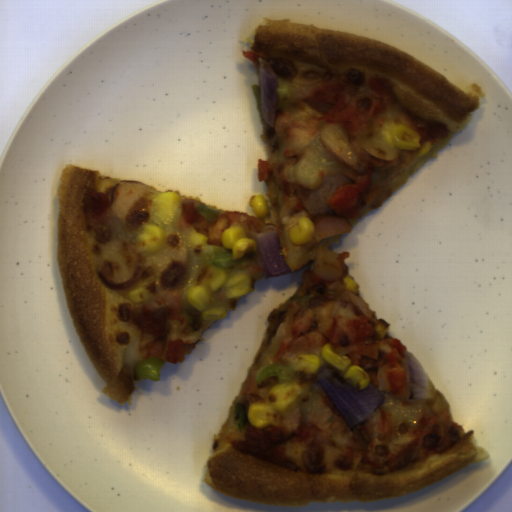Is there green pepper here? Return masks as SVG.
I'll use <instances>...</instances> for the list:
<instances>
[{
	"label": "green pepper",
	"mask_w": 512,
	"mask_h": 512,
	"mask_svg": "<svg viewBox=\"0 0 512 512\" xmlns=\"http://www.w3.org/2000/svg\"><path fill=\"white\" fill-rule=\"evenodd\" d=\"M298 371H294L291 365L284 364H266L259 368L255 383L257 387L266 380L277 377L278 384L280 383H294L297 377Z\"/></svg>",
	"instance_id": "2"
},
{
	"label": "green pepper",
	"mask_w": 512,
	"mask_h": 512,
	"mask_svg": "<svg viewBox=\"0 0 512 512\" xmlns=\"http://www.w3.org/2000/svg\"><path fill=\"white\" fill-rule=\"evenodd\" d=\"M197 253L210 268L219 267L223 270L243 263L241 259L234 260L232 248H224L223 245H208L205 243L198 248Z\"/></svg>",
	"instance_id": "1"
},
{
	"label": "green pepper",
	"mask_w": 512,
	"mask_h": 512,
	"mask_svg": "<svg viewBox=\"0 0 512 512\" xmlns=\"http://www.w3.org/2000/svg\"><path fill=\"white\" fill-rule=\"evenodd\" d=\"M166 362L160 357H150L140 362H134L133 376L136 380L160 381V369Z\"/></svg>",
	"instance_id": "3"
},
{
	"label": "green pepper",
	"mask_w": 512,
	"mask_h": 512,
	"mask_svg": "<svg viewBox=\"0 0 512 512\" xmlns=\"http://www.w3.org/2000/svg\"><path fill=\"white\" fill-rule=\"evenodd\" d=\"M233 408L235 413V423L238 429L242 430L247 422L244 403L237 402L236 404L233 405Z\"/></svg>",
	"instance_id": "5"
},
{
	"label": "green pepper",
	"mask_w": 512,
	"mask_h": 512,
	"mask_svg": "<svg viewBox=\"0 0 512 512\" xmlns=\"http://www.w3.org/2000/svg\"><path fill=\"white\" fill-rule=\"evenodd\" d=\"M203 217L212 225L216 222L221 210H216L212 207L205 205L204 203H198L195 207Z\"/></svg>",
	"instance_id": "4"
},
{
	"label": "green pepper",
	"mask_w": 512,
	"mask_h": 512,
	"mask_svg": "<svg viewBox=\"0 0 512 512\" xmlns=\"http://www.w3.org/2000/svg\"><path fill=\"white\" fill-rule=\"evenodd\" d=\"M251 88H252V92H253V95H254V98H255L258 110H259L261 125L264 128L268 123L265 121V119L263 118V115H262V109H261V86L255 83L254 85L251 86Z\"/></svg>",
	"instance_id": "6"
}]
</instances>
